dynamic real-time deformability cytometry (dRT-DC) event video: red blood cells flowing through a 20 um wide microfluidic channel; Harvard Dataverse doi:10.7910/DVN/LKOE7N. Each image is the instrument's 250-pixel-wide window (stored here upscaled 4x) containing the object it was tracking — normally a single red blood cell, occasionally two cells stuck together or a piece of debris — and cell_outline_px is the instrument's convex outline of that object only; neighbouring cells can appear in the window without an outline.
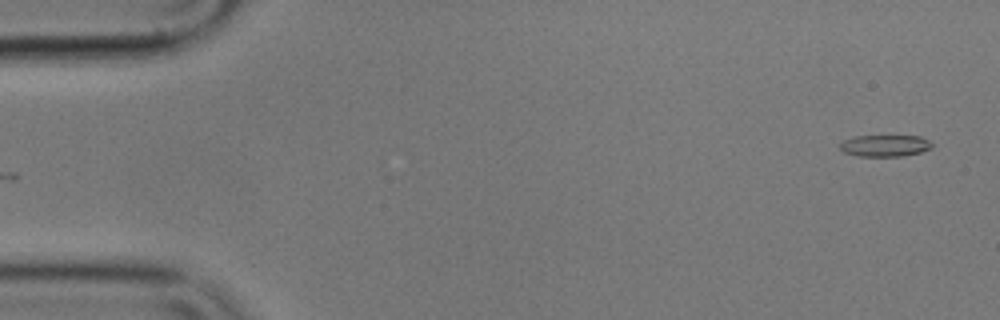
{"species": "common noctule bat (a hibernating species)", "species_latin": "Nyctalus noctula", "temperature_condition": "cold", "stored_images_in_passage": 55, "camera_frame_rate_fps": 3000, "um_per_image_px": 0.085, "animal": {"sex": "male", "body_mass_g": 17.9}, "frame": {"image": 1, "passage_image": 1, "time_ms": 0.0, "image_size_px": [1000, 320], "cell_outline_px": [[932, 148], [920, 152], [900, 156], [856, 156], [844, 152], [840, 148], [840, 144], [844, 140], [856, 136], [920, 136], [928, 140], [932, 144]], "centroid_in_image_um": [75.22, 12.38], "position_along_channel_um": 9.8, "area_um2": 11.5}}
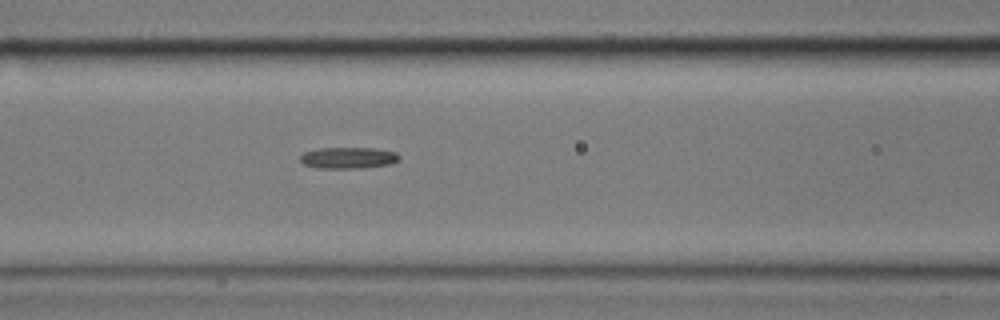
{"frame": {"image": 2, "passage_image": 22, "time_ms": 7.0, "image_size_px": [1000, 320], "cell_outline_px": [[400, 160], [392, 164], [360, 168], [316, 168], [304, 164], [300, 160], [300, 156], [304, 152], [316, 148], [376, 148], [396, 152], [400, 156]], "centroid_in_image_um": [29.62, 13.41], "position_along_channel_um": 137.0, "area_um2": 12.48}}
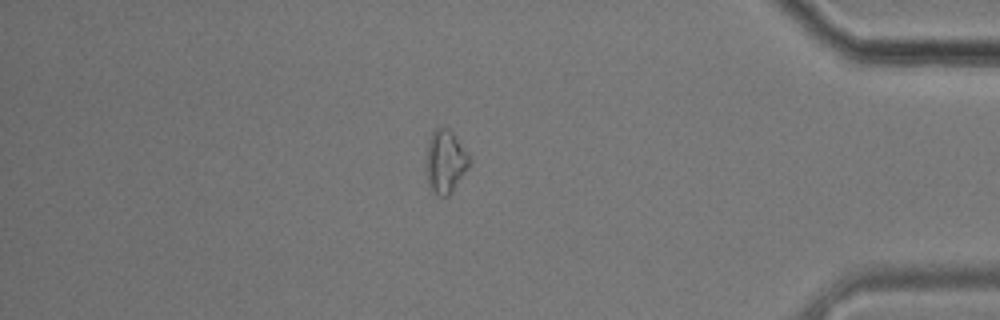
{"frame": {"image": 3, "passage_image": 47, "time_ms": 15.333, "image_size_px": [1000, 320], "cell_outline_px": [[468, 168], [448, 196], [440, 196], [428, 184], [428, 140], [432, 132], [436, 128], [448, 128], [452, 132], [468, 156]], "centroid_in_image_um": [37.85, 13.72], "position_along_channel_um": 397.3, "area_um2": 14.91}}